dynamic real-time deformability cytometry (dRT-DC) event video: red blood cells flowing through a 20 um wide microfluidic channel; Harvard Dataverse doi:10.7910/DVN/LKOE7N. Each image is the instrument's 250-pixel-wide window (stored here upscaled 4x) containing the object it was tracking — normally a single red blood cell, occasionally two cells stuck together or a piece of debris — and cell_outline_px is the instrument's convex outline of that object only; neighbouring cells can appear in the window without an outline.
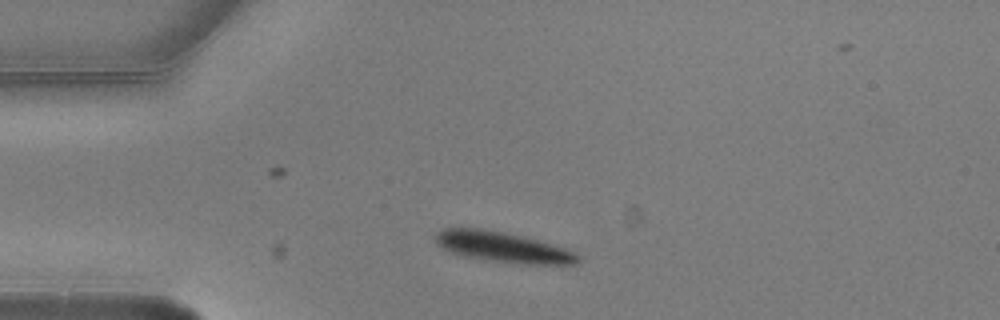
{"species": "common noctule bat (a hibernating species)", "species_latin": "Nyctalus noctula", "temperature_condition": "warm", "stored_images_in_passage": 5, "camera_frame_rate_fps": 3000, "um_per_image_px": 0.085, "animal": {"sex": "male", "body_mass_g": 20.5, "forearm_length_mm": 52.5}, "frame": {"image": 1, "passage_image": 1, "time_ms": 0.0, "image_size_px": [1000, 320], "cell_outline_px": [[580, 260], [576, 264], [516, 264], [484, 260], [464, 256], [448, 252], [436, 244], [432, 236], [436, 232], [444, 228], [480, 228], [504, 232], [536, 240], [564, 248], [576, 252], [580, 256]], "centroid_in_image_um": [42.67, 21.01], "position_along_channel_um": 42.3, "area_um2": 25.49}}
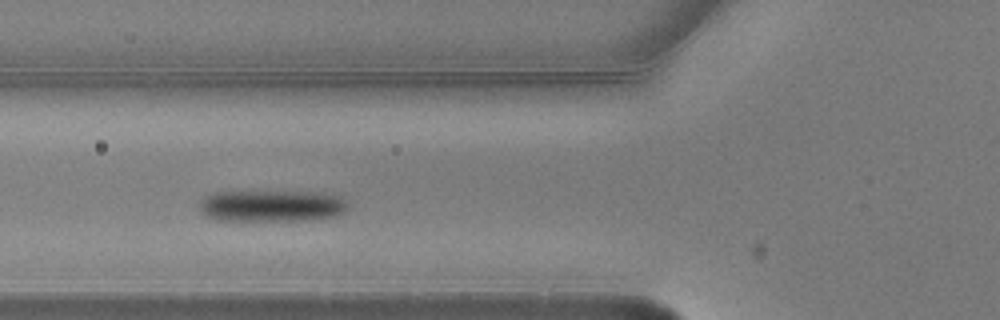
{"frame": {"image": 2, "passage_image": 3, "time_ms": 0.667, "image_size_px": [1000, 320], "cell_outline_px": [[348, 208], [344, 212], [336, 216], [312, 220], [216, 220], [208, 216], [200, 208], [200, 204], [204, 196], [216, 192], [320, 192], [336, 196]], "centroid_in_image_um": [23.08, 17.5], "position_along_channel_um": 102.7, "area_um2": 26.88}}